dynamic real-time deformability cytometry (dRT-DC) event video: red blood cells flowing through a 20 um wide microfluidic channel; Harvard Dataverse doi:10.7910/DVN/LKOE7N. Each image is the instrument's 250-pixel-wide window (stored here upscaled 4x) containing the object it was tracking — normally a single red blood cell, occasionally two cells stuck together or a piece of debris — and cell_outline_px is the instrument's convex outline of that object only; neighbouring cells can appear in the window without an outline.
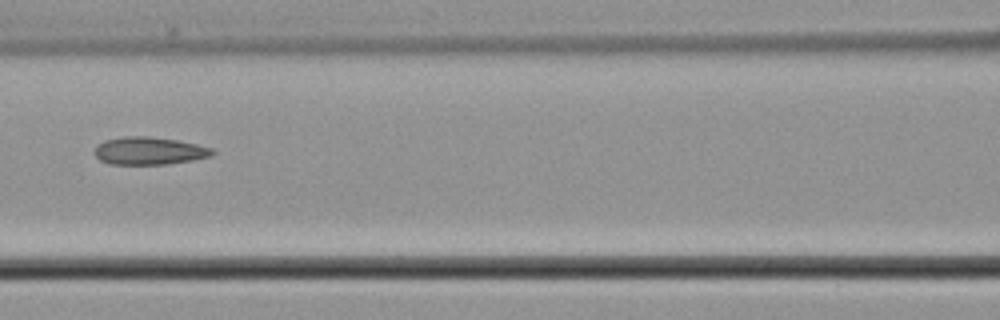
{"species": "common noctule bat (a hibernating species)", "species_latin": "Nyctalus noctula", "temperature_condition": "cold", "stored_images_in_passage": 6, "camera_frame_rate_fps": 3000, "um_per_image_px": 0.085, "animal": {"sex": "male", "body_mass_g": 21.5, "forearm_length_mm": 52.0}, "frame": {"image": 1, "passage_image": 6, "time_ms": 6.667, "image_size_px": [1000, 320], "cell_outline_px": [[216, 152], [212, 156], [192, 160], [168, 164], [108, 164], [100, 160], [92, 152], [96, 144], [104, 140], [124, 136], [148, 136], [176, 140], [196, 144], [212, 148]], "centroid_in_image_um": [12.64, 12.82], "position_along_channel_um": 154.0, "area_um2": 19.19}}